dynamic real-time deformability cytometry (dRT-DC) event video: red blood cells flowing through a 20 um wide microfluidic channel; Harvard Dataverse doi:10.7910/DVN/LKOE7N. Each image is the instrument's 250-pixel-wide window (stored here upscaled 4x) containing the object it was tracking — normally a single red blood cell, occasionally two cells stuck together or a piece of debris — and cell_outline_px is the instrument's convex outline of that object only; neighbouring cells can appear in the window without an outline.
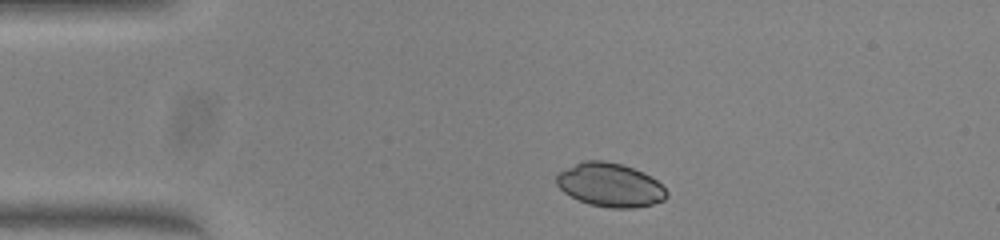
{"species": "common noctule bat (a hibernating species)", "species_latin": "Nyctalus noctula", "temperature_condition": "warm", "stored_images_in_passage": 34, "camera_frame_rate_fps": 3000, "um_per_image_px": 0.085, "animal": {"sex": "female", "body_mass_g": 23.0, "forearm_length_mm": 53.4}, "frame": {"image": 1, "passage_image": 1, "time_ms": 0.0, "image_size_px": [1000, 240], "cell_outline_px": [[668, 196], [664, 200], [652, 204], [632, 208], [612, 208], [588, 204], [564, 192], [556, 184], [556, 176], [560, 172], [584, 160], [604, 160], [620, 164], [644, 172], [656, 180], [668, 192]], "centroid_in_image_um": [51.87, 15.72], "position_along_channel_um": 33.1, "area_um2": 27.8}}
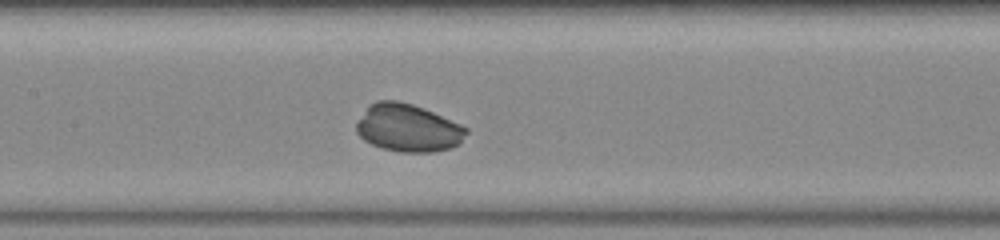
{"frame": {"image": 2, "passage_image": 15, "time_ms": 4.667, "image_size_px": [1000, 240], "cell_outline_px": [[468, 132], [460, 144], [452, 148], [432, 152], [400, 152], [380, 148], [364, 140], [356, 132], [356, 124], [368, 108], [376, 100], [396, 100], [412, 104], [424, 108], [460, 124], [468, 128]], "centroid_in_image_um": [34.71, 10.89], "position_along_channel_um": 172.7, "area_um2": 30.46}}
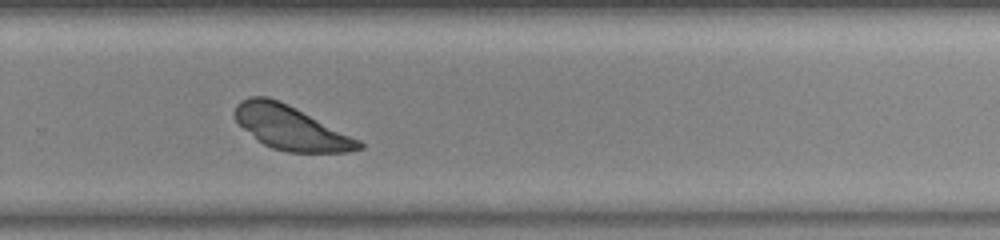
{"frame": {"image": 3, "passage_image": 25, "time_ms": 8.0, "image_size_px": [1000, 240], "cell_outline_px": [[364, 148], [348, 152], [288, 152], [272, 148], [256, 140], [236, 120], [232, 112], [236, 104], [240, 100], [252, 96], [268, 96], [360, 140], [364, 144]], "centroid_in_image_um": [24.67, 10.87], "position_along_channel_um": 305.1, "area_um2": 31.15}}